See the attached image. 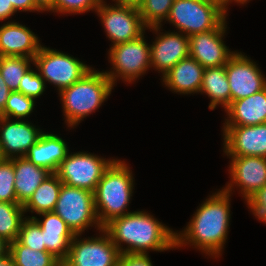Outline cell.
Wrapping results in <instances>:
<instances>
[{
	"mask_svg": "<svg viewBox=\"0 0 266 266\" xmlns=\"http://www.w3.org/2000/svg\"><path fill=\"white\" fill-rule=\"evenodd\" d=\"M229 197L230 193L222 189L206 199L184 231L176 232V248L192 243L209 256L221 255L231 218Z\"/></svg>",
	"mask_w": 266,
	"mask_h": 266,
	"instance_id": "6da1fadb",
	"label": "cell"
},
{
	"mask_svg": "<svg viewBox=\"0 0 266 266\" xmlns=\"http://www.w3.org/2000/svg\"><path fill=\"white\" fill-rule=\"evenodd\" d=\"M103 230L121 254H147V250L162 252L176 248V232L143 211L115 218ZM123 242L127 244L126 249L121 247Z\"/></svg>",
	"mask_w": 266,
	"mask_h": 266,
	"instance_id": "7a4b0ae2",
	"label": "cell"
},
{
	"mask_svg": "<svg viewBox=\"0 0 266 266\" xmlns=\"http://www.w3.org/2000/svg\"><path fill=\"white\" fill-rule=\"evenodd\" d=\"M124 161L115 160L104 172L94 191L95 211L103 228L111 220L122 217L129 206L133 190V177Z\"/></svg>",
	"mask_w": 266,
	"mask_h": 266,
	"instance_id": "3957f363",
	"label": "cell"
},
{
	"mask_svg": "<svg viewBox=\"0 0 266 266\" xmlns=\"http://www.w3.org/2000/svg\"><path fill=\"white\" fill-rule=\"evenodd\" d=\"M114 85L105 72L90 70L78 82L59 92L69 127L94 112L111 94Z\"/></svg>",
	"mask_w": 266,
	"mask_h": 266,
	"instance_id": "277c9868",
	"label": "cell"
},
{
	"mask_svg": "<svg viewBox=\"0 0 266 266\" xmlns=\"http://www.w3.org/2000/svg\"><path fill=\"white\" fill-rule=\"evenodd\" d=\"M226 12L217 4L205 0H175L166 21L188 37L216 29Z\"/></svg>",
	"mask_w": 266,
	"mask_h": 266,
	"instance_id": "5b68a950",
	"label": "cell"
},
{
	"mask_svg": "<svg viewBox=\"0 0 266 266\" xmlns=\"http://www.w3.org/2000/svg\"><path fill=\"white\" fill-rule=\"evenodd\" d=\"M53 212L65 221L75 235H81L94 224L98 230L103 229L96 215L94 193L88 190L63 183Z\"/></svg>",
	"mask_w": 266,
	"mask_h": 266,
	"instance_id": "8992f818",
	"label": "cell"
},
{
	"mask_svg": "<svg viewBox=\"0 0 266 266\" xmlns=\"http://www.w3.org/2000/svg\"><path fill=\"white\" fill-rule=\"evenodd\" d=\"M33 60L44 82L53 83L59 92L78 82L92 69L68 54L44 46Z\"/></svg>",
	"mask_w": 266,
	"mask_h": 266,
	"instance_id": "52a82bcc",
	"label": "cell"
},
{
	"mask_svg": "<svg viewBox=\"0 0 266 266\" xmlns=\"http://www.w3.org/2000/svg\"><path fill=\"white\" fill-rule=\"evenodd\" d=\"M115 160H106L87 152H78L70 155L68 153L55 174L66 185L94 193L104 172Z\"/></svg>",
	"mask_w": 266,
	"mask_h": 266,
	"instance_id": "ba28073f",
	"label": "cell"
},
{
	"mask_svg": "<svg viewBox=\"0 0 266 266\" xmlns=\"http://www.w3.org/2000/svg\"><path fill=\"white\" fill-rule=\"evenodd\" d=\"M144 39L143 34L135 40L120 43L110 48V63L114 70L105 72V74L113 85L118 77L132 83L151 67L150 46Z\"/></svg>",
	"mask_w": 266,
	"mask_h": 266,
	"instance_id": "9c48e42d",
	"label": "cell"
},
{
	"mask_svg": "<svg viewBox=\"0 0 266 266\" xmlns=\"http://www.w3.org/2000/svg\"><path fill=\"white\" fill-rule=\"evenodd\" d=\"M114 5L109 6L102 1L95 11L100 16L107 36L113 43L112 46L135 40L143 35L147 26L143 23L138 8Z\"/></svg>",
	"mask_w": 266,
	"mask_h": 266,
	"instance_id": "30bf717a",
	"label": "cell"
},
{
	"mask_svg": "<svg viewBox=\"0 0 266 266\" xmlns=\"http://www.w3.org/2000/svg\"><path fill=\"white\" fill-rule=\"evenodd\" d=\"M100 232L101 237L81 240L75 235L62 266H118L120 251L103 229Z\"/></svg>",
	"mask_w": 266,
	"mask_h": 266,
	"instance_id": "8fae6325",
	"label": "cell"
},
{
	"mask_svg": "<svg viewBox=\"0 0 266 266\" xmlns=\"http://www.w3.org/2000/svg\"><path fill=\"white\" fill-rule=\"evenodd\" d=\"M225 71L231 91V102L249 97L266 87V78L257 65L236 52L226 63Z\"/></svg>",
	"mask_w": 266,
	"mask_h": 266,
	"instance_id": "7c38bea8",
	"label": "cell"
},
{
	"mask_svg": "<svg viewBox=\"0 0 266 266\" xmlns=\"http://www.w3.org/2000/svg\"><path fill=\"white\" fill-rule=\"evenodd\" d=\"M226 19L214 30L189 36V56L204 68L221 67L235 54L223 41Z\"/></svg>",
	"mask_w": 266,
	"mask_h": 266,
	"instance_id": "4fadbf2b",
	"label": "cell"
},
{
	"mask_svg": "<svg viewBox=\"0 0 266 266\" xmlns=\"http://www.w3.org/2000/svg\"><path fill=\"white\" fill-rule=\"evenodd\" d=\"M224 152L227 156L266 157V123L224 126Z\"/></svg>",
	"mask_w": 266,
	"mask_h": 266,
	"instance_id": "5bb4252c",
	"label": "cell"
},
{
	"mask_svg": "<svg viewBox=\"0 0 266 266\" xmlns=\"http://www.w3.org/2000/svg\"><path fill=\"white\" fill-rule=\"evenodd\" d=\"M0 116V155L1 159L24 157L29 148L36 144L41 134L40 129L24 120H10ZM19 154V155H18Z\"/></svg>",
	"mask_w": 266,
	"mask_h": 266,
	"instance_id": "9a60e30c",
	"label": "cell"
},
{
	"mask_svg": "<svg viewBox=\"0 0 266 266\" xmlns=\"http://www.w3.org/2000/svg\"><path fill=\"white\" fill-rule=\"evenodd\" d=\"M231 157V183L224 190L228 193L233 186L241 188L243 197L249 198L266 184V157L229 156Z\"/></svg>",
	"mask_w": 266,
	"mask_h": 266,
	"instance_id": "2e32d148",
	"label": "cell"
},
{
	"mask_svg": "<svg viewBox=\"0 0 266 266\" xmlns=\"http://www.w3.org/2000/svg\"><path fill=\"white\" fill-rule=\"evenodd\" d=\"M156 37L150 45L151 67L164 76L180 60L189 57V37L177 32H167Z\"/></svg>",
	"mask_w": 266,
	"mask_h": 266,
	"instance_id": "e0dca14e",
	"label": "cell"
},
{
	"mask_svg": "<svg viewBox=\"0 0 266 266\" xmlns=\"http://www.w3.org/2000/svg\"><path fill=\"white\" fill-rule=\"evenodd\" d=\"M37 36L18 22H7L0 27V56L33 58L40 50Z\"/></svg>",
	"mask_w": 266,
	"mask_h": 266,
	"instance_id": "ac0fdd59",
	"label": "cell"
},
{
	"mask_svg": "<svg viewBox=\"0 0 266 266\" xmlns=\"http://www.w3.org/2000/svg\"><path fill=\"white\" fill-rule=\"evenodd\" d=\"M39 215L44 216L43 221L34 216L30 218L41 227L46 250L62 263L68 256L70 243L75 234L55 212H44Z\"/></svg>",
	"mask_w": 266,
	"mask_h": 266,
	"instance_id": "d6986e66",
	"label": "cell"
},
{
	"mask_svg": "<svg viewBox=\"0 0 266 266\" xmlns=\"http://www.w3.org/2000/svg\"><path fill=\"white\" fill-rule=\"evenodd\" d=\"M224 126H249L266 123V87L255 94L232 101L225 110Z\"/></svg>",
	"mask_w": 266,
	"mask_h": 266,
	"instance_id": "ffe728a7",
	"label": "cell"
},
{
	"mask_svg": "<svg viewBox=\"0 0 266 266\" xmlns=\"http://www.w3.org/2000/svg\"><path fill=\"white\" fill-rule=\"evenodd\" d=\"M68 152L67 144L61 137L42 133L36 144L29 148L24 157L36 166L56 173Z\"/></svg>",
	"mask_w": 266,
	"mask_h": 266,
	"instance_id": "44dd1931",
	"label": "cell"
},
{
	"mask_svg": "<svg viewBox=\"0 0 266 266\" xmlns=\"http://www.w3.org/2000/svg\"><path fill=\"white\" fill-rule=\"evenodd\" d=\"M204 70L197 60L189 56L171 68L163 76V82L176 93H197L202 85Z\"/></svg>",
	"mask_w": 266,
	"mask_h": 266,
	"instance_id": "7402d4cb",
	"label": "cell"
},
{
	"mask_svg": "<svg viewBox=\"0 0 266 266\" xmlns=\"http://www.w3.org/2000/svg\"><path fill=\"white\" fill-rule=\"evenodd\" d=\"M13 165L17 202L24 205L40 184L52 173L45 168L36 166L25 157H14Z\"/></svg>",
	"mask_w": 266,
	"mask_h": 266,
	"instance_id": "603a6c76",
	"label": "cell"
},
{
	"mask_svg": "<svg viewBox=\"0 0 266 266\" xmlns=\"http://www.w3.org/2000/svg\"><path fill=\"white\" fill-rule=\"evenodd\" d=\"M205 93L210 97L209 109L214 110L218 104L226 110L231 104V91L225 71V65L221 67L205 68L202 85L199 93Z\"/></svg>",
	"mask_w": 266,
	"mask_h": 266,
	"instance_id": "cb8c5ba5",
	"label": "cell"
},
{
	"mask_svg": "<svg viewBox=\"0 0 266 266\" xmlns=\"http://www.w3.org/2000/svg\"><path fill=\"white\" fill-rule=\"evenodd\" d=\"M62 184L55 173L48 176L23 205L25 212L30 210L37 214L53 212Z\"/></svg>",
	"mask_w": 266,
	"mask_h": 266,
	"instance_id": "d4e9b609",
	"label": "cell"
},
{
	"mask_svg": "<svg viewBox=\"0 0 266 266\" xmlns=\"http://www.w3.org/2000/svg\"><path fill=\"white\" fill-rule=\"evenodd\" d=\"M9 254L14 266H61L62 263L48 251H35L18 239L10 243Z\"/></svg>",
	"mask_w": 266,
	"mask_h": 266,
	"instance_id": "484cf974",
	"label": "cell"
},
{
	"mask_svg": "<svg viewBox=\"0 0 266 266\" xmlns=\"http://www.w3.org/2000/svg\"><path fill=\"white\" fill-rule=\"evenodd\" d=\"M25 210L18 202L0 201V237L9 243L18 239Z\"/></svg>",
	"mask_w": 266,
	"mask_h": 266,
	"instance_id": "4316f807",
	"label": "cell"
},
{
	"mask_svg": "<svg viewBox=\"0 0 266 266\" xmlns=\"http://www.w3.org/2000/svg\"><path fill=\"white\" fill-rule=\"evenodd\" d=\"M31 61L34 62L33 58L23 56H0V74L11 91H18Z\"/></svg>",
	"mask_w": 266,
	"mask_h": 266,
	"instance_id": "83f0119b",
	"label": "cell"
},
{
	"mask_svg": "<svg viewBox=\"0 0 266 266\" xmlns=\"http://www.w3.org/2000/svg\"><path fill=\"white\" fill-rule=\"evenodd\" d=\"M175 0H144L138 8L143 23L158 33L161 22L168 18Z\"/></svg>",
	"mask_w": 266,
	"mask_h": 266,
	"instance_id": "f1b7e54d",
	"label": "cell"
},
{
	"mask_svg": "<svg viewBox=\"0 0 266 266\" xmlns=\"http://www.w3.org/2000/svg\"><path fill=\"white\" fill-rule=\"evenodd\" d=\"M35 99L28 97L20 92L12 91L6 102L5 108L0 112L1 117H14L22 119L33 111Z\"/></svg>",
	"mask_w": 266,
	"mask_h": 266,
	"instance_id": "f546056e",
	"label": "cell"
},
{
	"mask_svg": "<svg viewBox=\"0 0 266 266\" xmlns=\"http://www.w3.org/2000/svg\"><path fill=\"white\" fill-rule=\"evenodd\" d=\"M18 240L35 251H47L42 229L33 218H26L21 225Z\"/></svg>",
	"mask_w": 266,
	"mask_h": 266,
	"instance_id": "4dcf8cb0",
	"label": "cell"
},
{
	"mask_svg": "<svg viewBox=\"0 0 266 266\" xmlns=\"http://www.w3.org/2000/svg\"><path fill=\"white\" fill-rule=\"evenodd\" d=\"M13 158L0 159V201L17 202Z\"/></svg>",
	"mask_w": 266,
	"mask_h": 266,
	"instance_id": "1f68e13d",
	"label": "cell"
},
{
	"mask_svg": "<svg viewBox=\"0 0 266 266\" xmlns=\"http://www.w3.org/2000/svg\"><path fill=\"white\" fill-rule=\"evenodd\" d=\"M45 91V82L41 75L31 68L22 77L17 92L31 98H38Z\"/></svg>",
	"mask_w": 266,
	"mask_h": 266,
	"instance_id": "d6a6232c",
	"label": "cell"
},
{
	"mask_svg": "<svg viewBox=\"0 0 266 266\" xmlns=\"http://www.w3.org/2000/svg\"><path fill=\"white\" fill-rule=\"evenodd\" d=\"M103 0H55V6L51 10L59 13H83L90 10H97Z\"/></svg>",
	"mask_w": 266,
	"mask_h": 266,
	"instance_id": "836d02e7",
	"label": "cell"
},
{
	"mask_svg": "<svg viewBox=\"0 0 266 266\" xmlns=\"http://www.w3.org/2000/svg\"><path fill=\"white\" fill-rule=\"evenodd\" d=\"M246 201L252 213L258 217L259 220L266 223V184L251 197L246 198Z\"/></svg>",
	"mask_w": 266,
	"mask_h": 266,
	"instance_id": "e575fe53",
	"label": "cell"
},
{
	"mask_svg": "<svg viewBox=\"0 0 266 266\" xmlns=\"http://www.w3.org/2000/svg\"><path fill=\"white\" fill-rule=\"evenodd\" d=\"M118 266H153L148 254H120Z\"/></svg>",
	"mask_w": 266,
	"mask_h": 266,
	"instance_id": "d590c367",
	"label": "cell"
},
{
	"mask_svg": "<svg viewBox=\"0 0 266 266\" xmlns=\"http://www.w3.org/2000/svg\"><path fill=\"white\" fill-rule=\"evenodd\" d=\"M14 10L17 11H40L34 0H11Z\"/></svg>",
	"mask_w": 266,
	"mask_h": 266,
	"instance_id": "8d00e7d4",
	"label": "cell"
},
{
	"mask_svg": "<svg viewBox=\"0 0 266 266\" xmlns=\"http://www.w3.org/2000/svg\"><path fill=\"white\" fill-rule=\"evenodd\" d=\"M16 11L11 0H0V20L9 19Z\"/></svg>",
	"mask_w": 266,
	"mask_h": 266,
	"instance_id": "74e56055",
	"label": "cell"
},
{
	"mask_svg": "<svg viewBox=\"0 0 266 266\" xmlns=\"http://www.w3.org/2000/svg\"><path fill=\"white\" fill-rule=\"evenodd\" d=\"M12 91L9 89L5 83L2 75L0 74V112L5 108L6 102Z\"/></svg>",
	"mask_w": 266,
	"mask_h": 266,
	"instance_id": "f35d334b",
	"label": "cell"
},
{
	"mask_svg": "<svg viewBox=\"0 0 266 266\" xmlns=\"http://www.w3.org/2000/svg\"><path fill=\"white\" fill-rule=\"evenodd\" d=\"M36 7L40 11H51L55 6V0H34Z\"/></svg>",
	"mask_w": 266,
	"mask_h": 266,
	"instance_id": "ab89813d",
	"label": "cell"
},
{
	"mask_svg": "<svg viewBox=\"0 0 266 266\" xmlns=\"http://www.w3.org/2000/svg\"><path fill=\"white\" fill-rule=\"evenodd\" d=\"M115 1V0H113ZM144 0H116V4L118 5H126V6H133L139 8L140 5L143 3Z\"/></svg>",
	"mask_w": 266,
	"mask_h": 266,
	"instance_id": "60d3db41",
	"label": "cell"
},
{
	"mask_svg": "<svg viewBox=\"0 0 266 266\" xmlns=\"http://www.w3.org/2000/svg\"><path fill=\"white\" fill-rule=\"evenodd\" d=\"M10 243L4 238L0 237V257L9 253Z\"/></svg>",
	"mask_w": 266,
	"mask_h": 266,
	"instance_id": "b9f144b4",
	"label": "cell"
},
{
	"mask_svg": "<svg viewBox=\"0 0 266 266\" xmlns=\"http://www.w3.org/2000/svg\"><path fill=\"white\" fill-rule=\"evenodd\" d=\"M205 1H210L217 4L225 12H227V5L229 4V2L235 1L237 3H240L238 0H205Z\"/></svg>",
	"mask_w": 266,
	"mask_h": 266,
	"instance_id": "7bdbcfd3",
	"label": "cell"
},
{
	"mask_svg": "<svg viewBox=\"0 0 266 266\" xmlns=\"http://www.w3.org/2000/svg\"><path fill=\"white\" fill-rule=\"evenodd\" d=\"M0 266H14L13 259L9 253L0 257Z\"/></svg>",
	"mask_w": 266,
	"mask_h": 266,
	"instance_id": "ee69618b",
	"label": "cell"
},
{
	"mask_svg": "<svg viewBox=\"0 0 266 266\" xmlns=\"http://www.w3.org/2000/svg\"><path fill=\"white\" fill-rule=\"evenodd\" d=\"M239 2H240V4H245V3H247V1H249V0H238Z\"/></svg>",
	"mask_w": 266,
	"mask_h": 266,
	"instance_id": "f6af8a7d",
	"label": "cell"
}]
</instances>
